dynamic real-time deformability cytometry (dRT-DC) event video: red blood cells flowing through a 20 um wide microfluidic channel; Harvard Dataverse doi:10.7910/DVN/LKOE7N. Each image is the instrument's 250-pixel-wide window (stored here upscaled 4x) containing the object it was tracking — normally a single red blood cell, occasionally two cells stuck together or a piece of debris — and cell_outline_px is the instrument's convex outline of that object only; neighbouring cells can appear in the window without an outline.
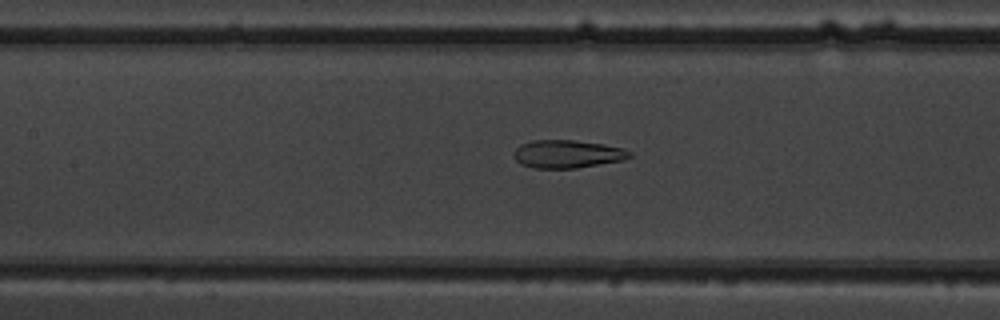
{"species": "common noctule bat (a hibernating species)", "species_latin": "Nyctalus noctula", "temperature_condition": "warm", "stored_images_in_passage": 10, "camera_frame_rate_fps": 3000, "um_per_image_px": 0.085, "animal": {"sex": "male", "body_mass_g": 19.5, "forearm_length_mm": 54.6}, "frame": {"image": 1, "passage_image": 9, "time_ms": 10.0, "image_size_px": [1000, 320], "cell_outline_px": [[632, 156], [624, 160], [576, 168], [536, 168], [520, 164], [516, 160], [516, 148], [520, 144], [532, 140], [576, 140], [604, 144], [624, 148], [632, 152]], "centroid_in_image_um": [48.28, 13.08], "position_along_channel_um": 159.1, "area_um2": 18.9}}
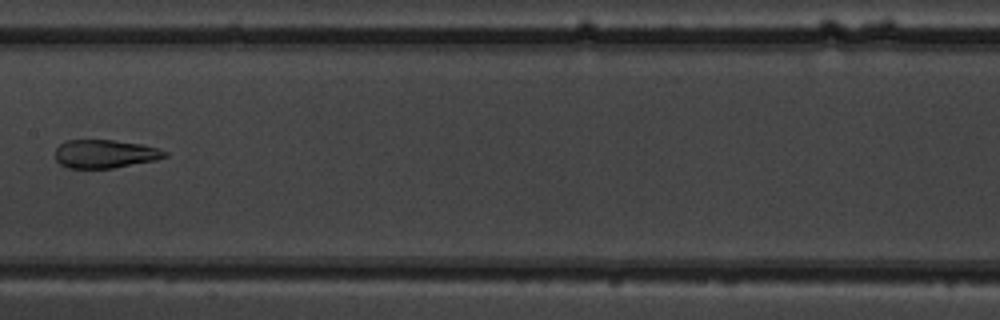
{"frame": {"image": 2, "passage_image": 10, "time_ms": 11.0, "image_size_px": [1000, 320], "cell_outline_px": [[168, 156], [156, 160], [112, 168], [68, 168], [60, 164], [56, 160], [56, 148], [60, 144], [68, 140], [112, 140], [140, 144], [156, 148], [168, 152]], "centroid_in_image_um": [8.92, 13.08], "position_along_channel_um": 198.5, "area_um2": 17.98}}